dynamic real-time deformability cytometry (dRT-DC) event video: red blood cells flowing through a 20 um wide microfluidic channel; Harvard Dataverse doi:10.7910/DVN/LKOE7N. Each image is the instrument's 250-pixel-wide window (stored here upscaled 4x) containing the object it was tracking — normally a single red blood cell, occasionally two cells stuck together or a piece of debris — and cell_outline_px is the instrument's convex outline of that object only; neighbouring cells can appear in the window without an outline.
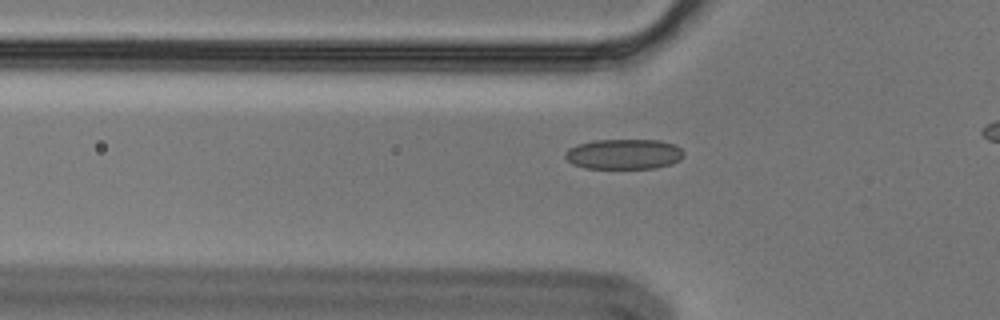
{"species": "Egyptian fruit bat (a non-hibernating species)", "species_latin": "Rousettus aegyptiacus", "temperature_condition": "cold", "stored_images_in_passage": 3, "camera_frame_rate_fps": 3000, "um_per_image_px": 0.085, "animal": {"sex": "male"}, "frame": {"image": 1, "passage_image": 2, "time_ms": 0.333, "image_size_px": [1000, 320], "cell_outline_px": [[684, 156], [680, 160], [672, 164], [656, 168], [584, 168], [572, 164], [564, 156], [564, 152], [568, 148], [576, 144], [596, 140], [660, 140], [676, 144], [684, 152]], "centroid_in_image_um": [53.04, 13.1], "position_along_channel_um": 72.8, "area_um2": 21.15}}